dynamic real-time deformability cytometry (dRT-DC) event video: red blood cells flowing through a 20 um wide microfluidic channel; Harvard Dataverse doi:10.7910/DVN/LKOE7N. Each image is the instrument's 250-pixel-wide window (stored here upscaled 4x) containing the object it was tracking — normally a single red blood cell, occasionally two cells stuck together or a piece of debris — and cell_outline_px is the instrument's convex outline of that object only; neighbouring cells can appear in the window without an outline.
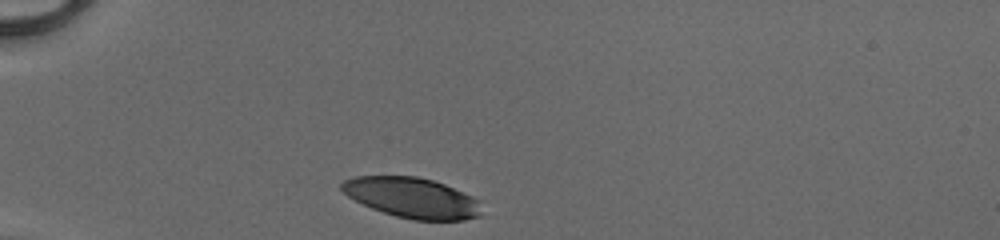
{"species": "human", "species_latin": "Homo sapiens", "temperature_condition": "cold", "stored_images_in_passage": 29, "camera_frame_rate_fps": 3000, "um_per_image_px": 0.085, "donor": {"sex": "male"}, "frame": {"image": 1, "passage_image": 1, "time_ms": 0.0, "image_size_px": [1000, 240], "cell_outline_px": [[484, 216], [464, 220], [412, 220], [396, 216], [372, 208], [348, 196], [340, 188], [340, 184], [344, 180], [356, 176], [416, 176], [432, 180], [444, 184], [472, 196], [480, 200]], "centroid_in_image_um": [35.09, 16.82], "position_along_channel_um": 49.9, "area_um2": 33.0}}
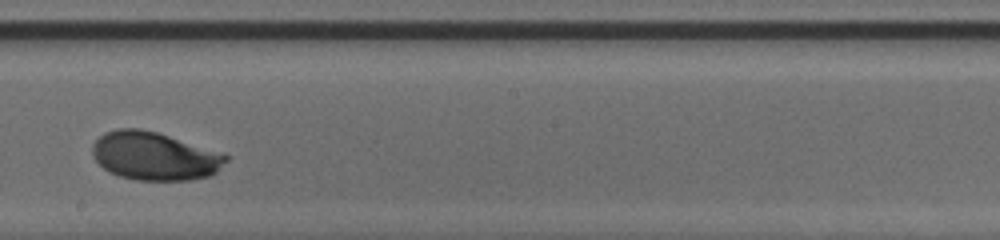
{"frame": {"image": 2, "passage_image": 17, "time_ms": 5.333, "image_size_px": [1000, 240], "cell_outline_px": [[228, 160], [212, 176], [192, 180], [136, 180], [120, 176], [104, 168], [96, 160], [92, 152], [92, 144], [104, 132], [116, 128], [140, 128], [156, 132], [228, 156]], "centroid_in_image_um": [13.1, 13.27], "position_along_channel_um": 235.1, "area_um2": 37.05}}
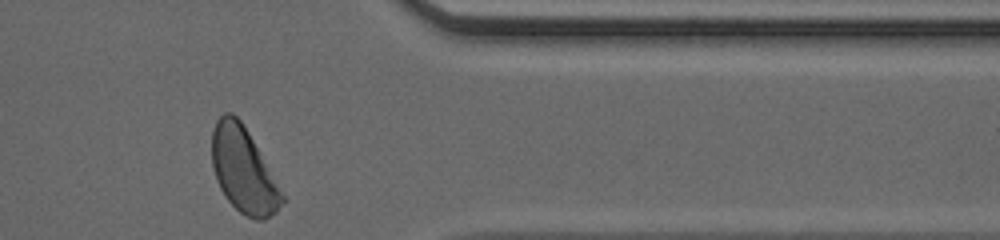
{"frame": {"image": 3, "passage_image": 29, "time_ms": 9.333, "image_size_px": [1000, 240], "cell_outline_px": [[284, 200], [276, 212], [264, 220], [256, 220], [240, 212], [224, 196], [216, 180], [212, 168], [212, 132], [216, 120], [224, 112], [232, 112], [240, 120], [248, 132], [284, 196]], "centroid_in_image_um": [20.66, 14.46], "position_along_channel_um": 390.7, "area_um2": 34.33}, "authors_computed_cell_mechanics": {"area_um2": 36.5874, "velocity_mm_per_s": 4.0926, "shape_relaxation_time_tau1_ms": 2.0794, "shape_relaxation_time_tau2_ms": 2.1769, "deformation_change_tau1": 0.1485, "deformation_change_tau2": 0.046}}